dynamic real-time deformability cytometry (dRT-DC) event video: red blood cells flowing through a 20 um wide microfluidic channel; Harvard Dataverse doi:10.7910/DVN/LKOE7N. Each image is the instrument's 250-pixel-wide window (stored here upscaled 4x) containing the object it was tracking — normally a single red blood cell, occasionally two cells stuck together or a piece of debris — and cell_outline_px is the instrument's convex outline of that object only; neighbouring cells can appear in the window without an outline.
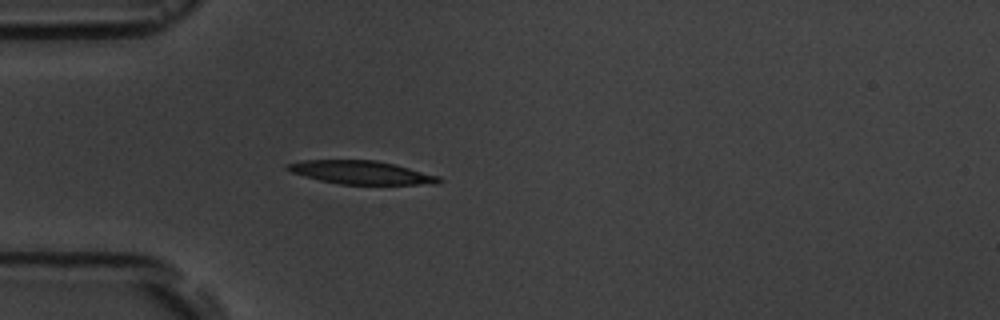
{"species": "common noctule bat (a hibernating species)", "species_latin": "Nyctalus noctula", "temperature_condition": "room temperature", "stored_images_in_passage": 3, "camera_frame_rate_fps": 3000, "um_per_image_px": 0.085, "animal": {"sex": "male", "body_mass_g": 19.5, "forearm_length_mm": 54.6}, "frame": {"image": 1, "passage_image": 3, "time_ms": 3.0, "image_size_px": [1000, 320], "cell_outline_px": [[444, 180], [436, 184], [340, 184], [320, 180], [304, 176], [292, 172], [284, 168], [284, 164], [304, 160], [376, 160], [440, 176]], "centroid_in_image_um": [30.67, 14.66], "position_along_channel_um": 54.3, "area_um2": 20.46}}